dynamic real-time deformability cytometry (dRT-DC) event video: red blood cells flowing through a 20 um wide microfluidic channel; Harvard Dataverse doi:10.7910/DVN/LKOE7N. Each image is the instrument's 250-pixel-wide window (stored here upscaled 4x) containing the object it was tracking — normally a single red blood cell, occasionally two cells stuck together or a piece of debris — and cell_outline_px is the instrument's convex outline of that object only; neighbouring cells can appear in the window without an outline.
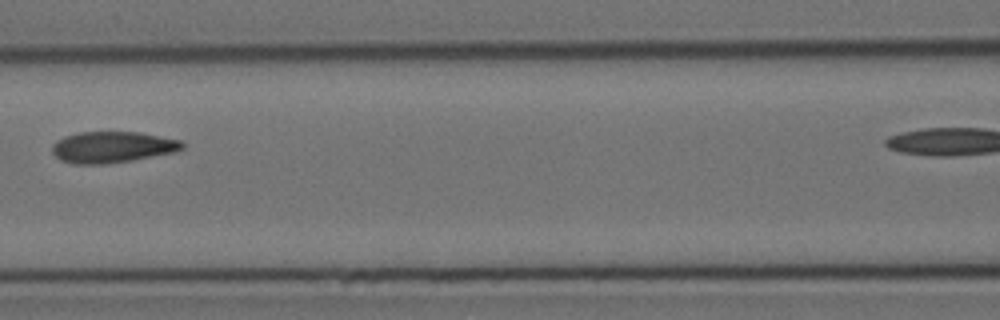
{"species": "Egyptian fruit bat (a non-hibernating species)", "species_latin": "Rousettus aegyptiacus", "temperature_condition": "cold", "stored_images_in_passage": 9, "segment_of_instrument_passage": [1, 2], "camera_frame_rate_fps": 3000, "um_per_image_px": 0.085, "animal": {"sex": "female"}, "frame": {"image": 1, "passage_image": 6, "time_ms": 5.667, "image_size_px": [1000, 320], "cell_outline_px": [[184, 148], [172, 152], [132, 160], [104, 164], [72, 164], [60, 160], [52, 152], [52, 144], [56, 140], [64, 136], [80, 132], [140, 132], [180, 140], [184, 144]], "centroid_in_image_um": [9.5, 12.5], "position_along_channel_um": 157.1, "area_um2": 23.64}}
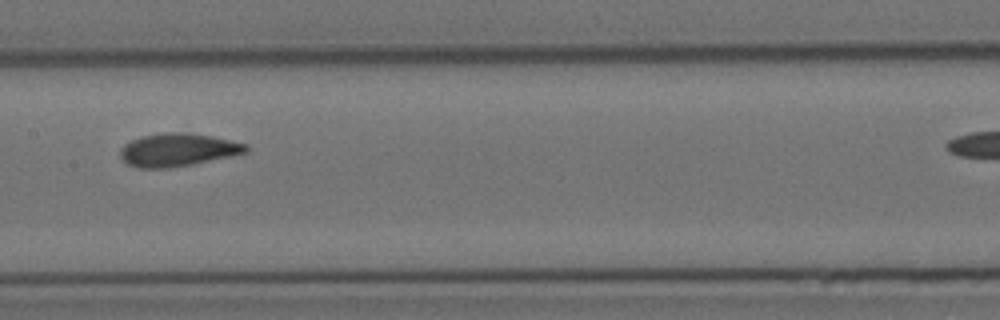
{"frame": {"image": 2, "passage_image": 7, "time_ms": 6.667, "image_size_px": [1000, 320], "cell_outline_px": [[248, 152], [232, 156], [192, 164], [168, 168], [140, 168], [128, 164], [120, 156], [120, 148], [124, 144], [140, 136], [164, 132], [184, 132], [212, 136], [248, 144]], "centroid_in_image_um": [15.12, 12.73], "position_along_channel_um": 192.3, "area_um2": 24.22}}
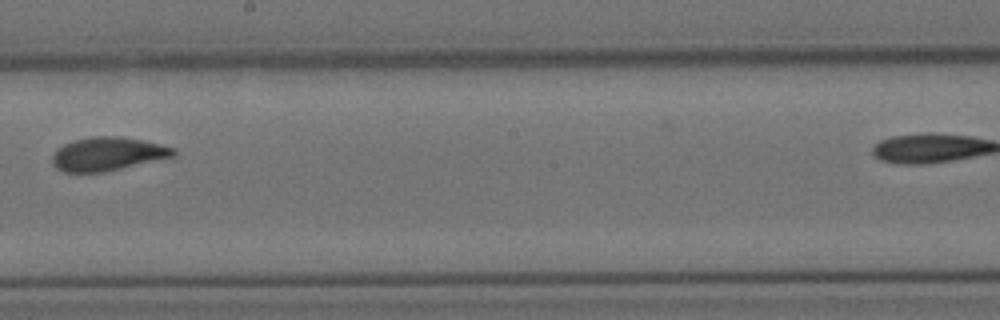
{"frame": {"image": 3, "passage_image": 8, "time_ms": 8.0, "image_size_px": [1000, 320], "cell_outline_px": [[176, 156], [104, 172], [64, 172], [56, 168], [52, 164], [52, 156], [56, 148], [64, 144], [76, 140], [92, 136], [116, 136], [140, 140], [160, 144], [176, 148]], "centroid_in_image_um": [9.14, 13.09], "position_along_channel_um": 239.1, "area_um2": 23.64}}